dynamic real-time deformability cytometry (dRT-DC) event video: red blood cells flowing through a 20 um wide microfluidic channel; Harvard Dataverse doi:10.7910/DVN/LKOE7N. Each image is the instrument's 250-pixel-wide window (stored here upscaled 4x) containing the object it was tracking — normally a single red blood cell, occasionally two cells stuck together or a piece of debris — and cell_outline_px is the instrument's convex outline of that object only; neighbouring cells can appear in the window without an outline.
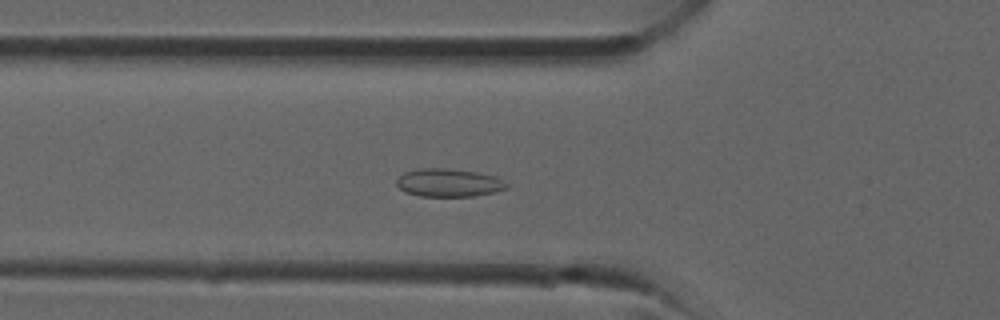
{"species": "common noctule bat (a hibernating species)", "species_latin": "Nyctalus noctula", "temperature_condition": "room temperature", "stored_images_in_passage": 33, "camera_frame_rate_fps": 3000, "um_per_image_px": 0.085, "animal": {"sex": "male", "forearm_length_mm": 52.5}, "frame": {"image": 1, "passage_image": 10, "time_ms": 3.0, "image_size_px": [1000, 320], "cell_outline_px": [[508, 188], [492, 192], [472, 196], [420, 196], [404, 192], [396, 184], [396, 180], [404, 172], [420, 168], [448, 168], [476, 172], [492, 176], [508, 184]], "centroid_in_image_um": [38.08, 15.53], "position_along_channel_um": 87.7, "area_um2": 17.8}}
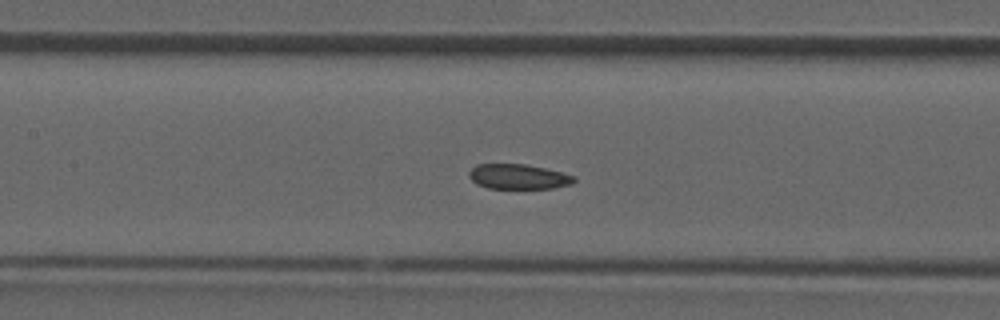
{"frame": {"image": 2, "passage_image": 14, "time_ms": 4.333, "image_size_px": [1000, 320], "cell_outline_px": [[576, 180], [572, 184], [552, 188], [488, 188], [476, 184], [468, 176], [468, 172], [476, 164], [524, 164], [544, 168], [576, 176]], "centroid_in_image_um": [44.04, 15.01], "position_along_channel_um": 163.4, "area_um2": 15.26}}
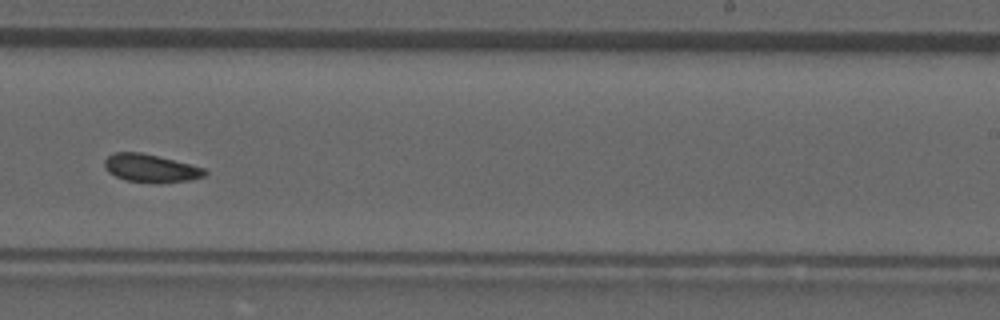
{"frame": {"image": 3, "passage_image": 20, "time_ms": 6.333, "image_size_px": [1000, 320], "cell_outline_px": [[208, 172], [204, 176], [192, 180], [160, 184], [152, 184], [124, 180], [108, 172], [104, 164], [104, 160], [112, 152], [140, 152], [204, 168]], "centroid_in_image_um": [12.79, 14.33], "position_along_channel_um": 276.2, "area_um2": 16.53}}